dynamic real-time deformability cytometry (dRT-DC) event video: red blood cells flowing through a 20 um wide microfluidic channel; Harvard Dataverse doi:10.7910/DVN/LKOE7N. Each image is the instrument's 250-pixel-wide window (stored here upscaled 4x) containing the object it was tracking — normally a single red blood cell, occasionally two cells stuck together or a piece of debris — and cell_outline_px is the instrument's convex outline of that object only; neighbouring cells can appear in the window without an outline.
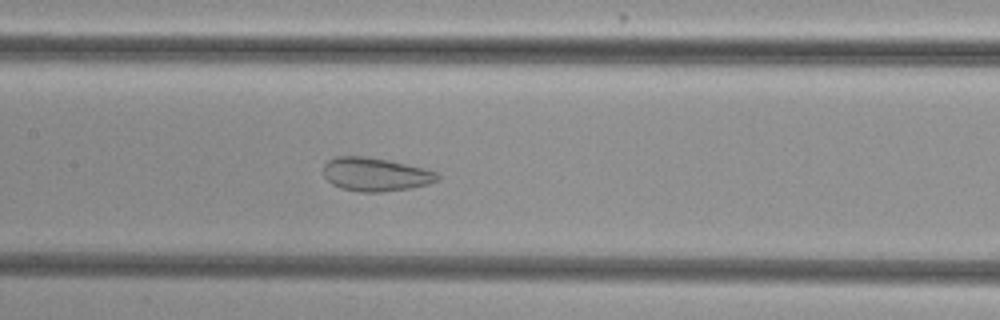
{"species": "common noctule bat (a hibernating species)", "species_latin": "Nyctalus noctula", "temperature_condition": "cold", "stored_images_in_passage": 52, "camera_frame_rate_fps": 3000, "um_per_image_px": 0.085, "animal": {"sex": "female", "body_mass_g": 29.2, "forearm_length_mm": 56.3}, "frame": {"image": 1, "passage_image": 25, "time_ms": 8.0, "image_size_px": [1000, 320], "cell_outline_px": [[440, 180], [428, 184], [408, 188], [380, 192], [360, 192], [340, 188], [332, 184], [324, 176], [324, 164], [328, 160], [336, 156], [364, 156], [388, 160], [424, 168], [436, 172], [440, 176]], "centroid_in_image_um": [31.91, 14.82], "position_along_channel_um": 175.5, "area_um2": 22.25}}
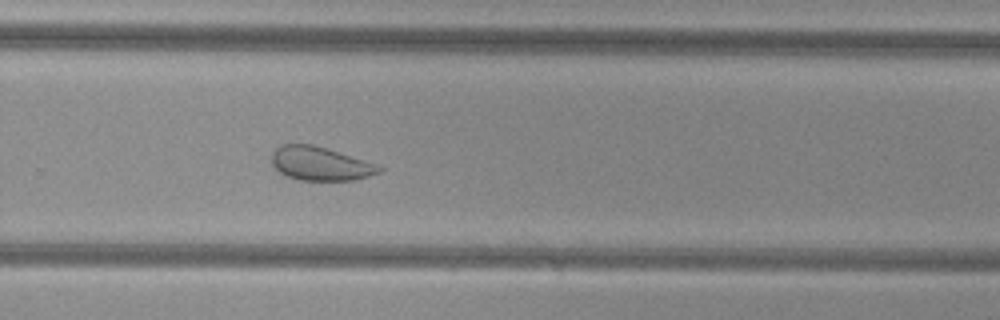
{"frame": {"image": 2, "passage_image": 35, "time_ms": 11.333, "image_size_px": [1000, 320], "cell_outline_px": [[384, 168], [380, 172], [356, 180], [300, 180], [288, 176], [280, 172], [272, 164], [272, 152], [280, 144], [312, 144], [328, 148], [364, 160]], "centroid_in_image_um": [27.21, 13.9], "position_along_channel_um": 302.6, "area_um2": 20.98}}
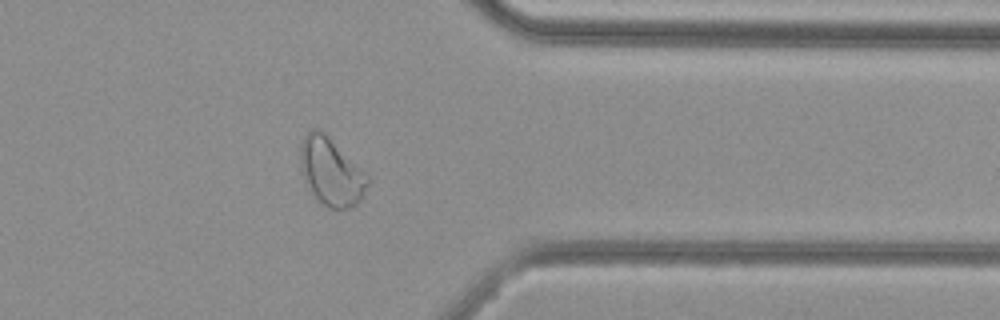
{"frame": {"image": 3, "passage_image": 42, "time_ms": 13.667, "image_size_px": [1000, 320], "cell_outline_px": [[368, 184], [364, 196], [356, 204], [348, 208], [328, 208], [312, 196], [304, 180], [300, 168], [300, 144], [304, 136], [312, 128], [320, 128], [368, 172]], "centroid_in_image_um": [28.15, 14.58], "position_along_channel_um": 383.3, "area_um2": 27.17}, "authors_computed_cell_mechanics": {"area_um2": 28.6399, "velocity_mm_per_s": 3.8259, "shape_relaxation_time_tau1_ms": null, "shape_relaxation_time_tau2_ms": 1.0594, "deformation_change_tau1": null, "deformation_change_tau2": 0.0741}}